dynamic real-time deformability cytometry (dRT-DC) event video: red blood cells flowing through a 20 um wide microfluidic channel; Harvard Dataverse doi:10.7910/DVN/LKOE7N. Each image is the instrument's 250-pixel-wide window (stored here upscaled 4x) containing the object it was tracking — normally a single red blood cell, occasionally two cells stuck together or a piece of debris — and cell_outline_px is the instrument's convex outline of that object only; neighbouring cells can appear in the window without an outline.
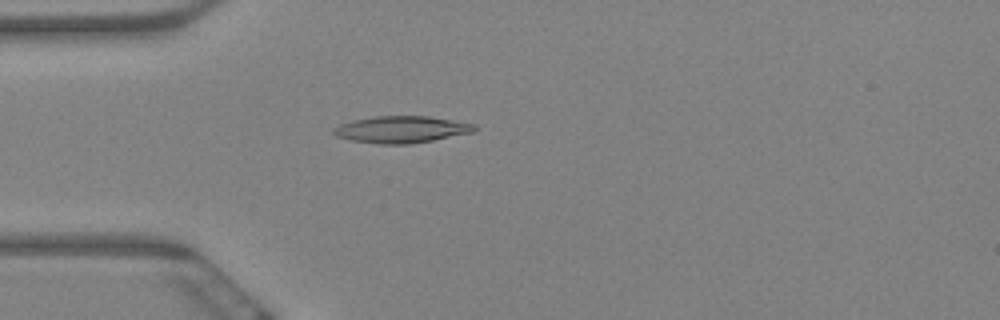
{"species": "Egyptian fruit bat (a non-hibernating species)", "species_latin": "Rousettus aegyptiacus", "temperature_condition": "warm", "stored_images_in_passage": 8, "camera_frame_rate_fps": 3000, "um_per_image_px": 0.085, "animal": {"sex": "female"}, "frame": {"image": 1, "passage_image": 5, "time_ms": 1.333, "image_size_px": [1000, 320], "cell_outline_px": [[476, 128], [472, 132], [432, 140], [408, 144], [380, 144], [348, 140], [336, 136], [332, 132], [332, 128], [340, 124], [352, 120], [376, 116], [428, 116], [476, 124]], "centroid_in_image_um": [34.06, 11.0], "position_along_channel_um": 50.9, "area_um2": 21.96}}
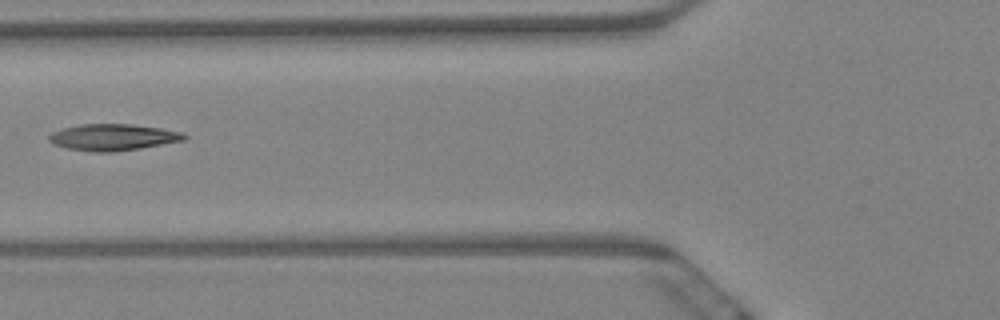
{"frame": {"image": 2, "passage_image": 7, "time_ms": 2.0, "image_size_px": [1000, 320], "cell_outline_px": [[188, 136], [184, 140], [140, 148], [112, 152], [92, 152], [68, 148], [52, 144], [48, 140], [48, 136], [52, 132], [64, 128], [80, 124], [132, 124], [160, 128], [184, 132]], "centroid_in_image_um": [9.6, 11.66], "position_along_channel_um": 116.2, "area_um2": 20.87}}
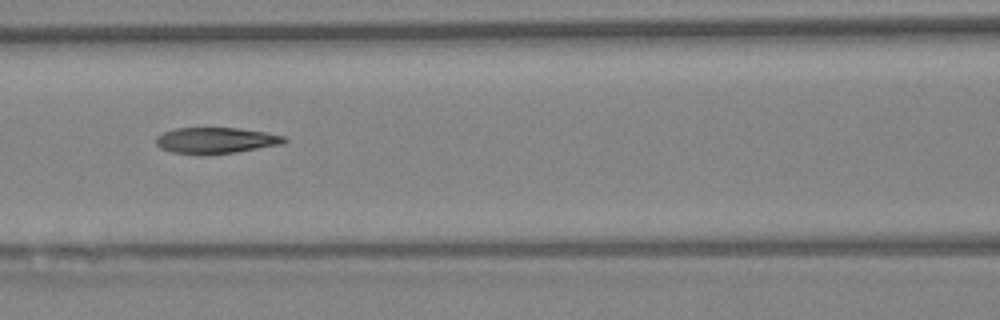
{"frame": {"image": 3, "passage_image": 8, "time_ms": 2.333, "image_size_px": [1000, 320], "cell_outline_px": [[288, 140], [284, 144], [236, 152], [200, 156], [172, 152], [160, 148], [156, 144], [156, 136], [164, 132], [176, 128], [236, 128], [264, 132], [284, 136]], "centroid_in_image_um": [18.33, 11.96], "position_along_channel_um": 148.3, "area_um2": 19.71}}